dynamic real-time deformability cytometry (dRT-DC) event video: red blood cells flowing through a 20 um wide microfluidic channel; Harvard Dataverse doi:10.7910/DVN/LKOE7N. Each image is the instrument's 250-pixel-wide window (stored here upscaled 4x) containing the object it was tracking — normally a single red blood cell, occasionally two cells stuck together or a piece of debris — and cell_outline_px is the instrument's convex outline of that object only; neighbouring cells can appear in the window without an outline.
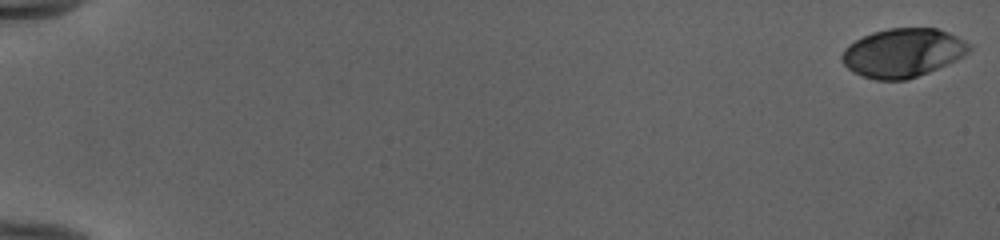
{"species": "human", "species_latin": "Homo sapiens", "temperature_condition": "cold", "stored_images_in_passage": 53, "camera_frame_rate_fps": 3000, "um_per_image_px": 0.085, "donor": {"sex": "female"}, "frame": {"image": 1, "passage_image": 1, "time_ms": 0.0, "image_size_px": [1000, 240], "cell_outline_px": [[972, 48], [964, 56], [956, 60], [928, 72], [908, 80], [876, 80], [852, 72], [840, 60], [840, 56], [844, 48], [848, 44], [872, 32], [888, 28], [936, 28], [948, 32], [972, 44]], "centroid_in_image_um": [76.73, 4.49], "position_along_channel_um": 8.3, "area_um2": 36.3}}
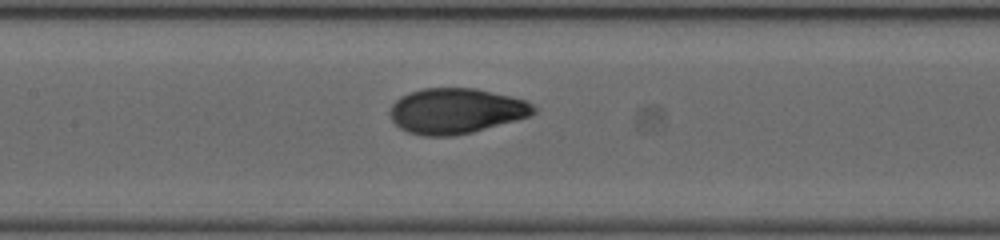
{"frame": {"image": 2, "passage_image": 28, "time_ms": 9.0, "image_size_px": [1000, 240], "cell_outline_px": [[536, 112], [528, 116], [516, 120], [472, 132], [452, 136], [424, 136], [408, 132], [400, 128], [392, 120], [392, 104], [400, 96], [424, 88], [476, 88], [524, 100], [532, 104], [536, 108]], "centroid_in_image_um": [38.76, 9.43], "position_along_channel_um": 168.6, "area_um2": 37.57}}
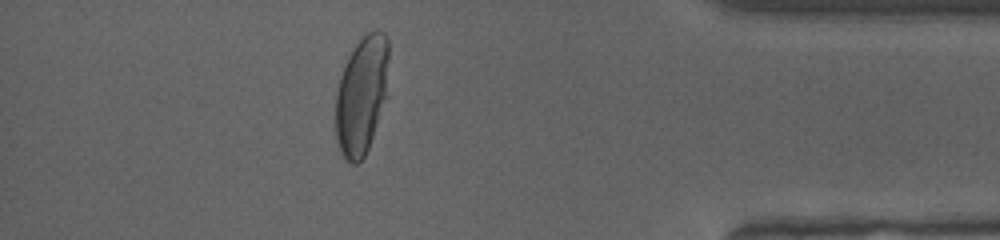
{"frame": {"image": 3, "passage_image": 48, "time_ms": 15.667, "image_size_px": [1000, 240], "cell_outline_px": [[388, 96], [368, 148], [364, 156], [356, 164], [352, 164], [340, 152], [336, 140], [336, 92], [340, 76], [348, 56], [356, 44], [368, 32], [376, 28], [384, 32], [388, 40]], "centroid_in_image_um": [30.76, 8.06], "position_along_channel_um": 404.4, "area_um2": 36.99}, "authors_computed_cell_mechanics": {"area_um2": 36.5874, "velocity_mm_per_s": 3.9903, "shape_relaxation_time_tau1_ms": 4.0437, "shape_relaxation_time_tau2_ms": null, "deformation_change_tau1": 0.1958, "deformation_change_tau2": null}}